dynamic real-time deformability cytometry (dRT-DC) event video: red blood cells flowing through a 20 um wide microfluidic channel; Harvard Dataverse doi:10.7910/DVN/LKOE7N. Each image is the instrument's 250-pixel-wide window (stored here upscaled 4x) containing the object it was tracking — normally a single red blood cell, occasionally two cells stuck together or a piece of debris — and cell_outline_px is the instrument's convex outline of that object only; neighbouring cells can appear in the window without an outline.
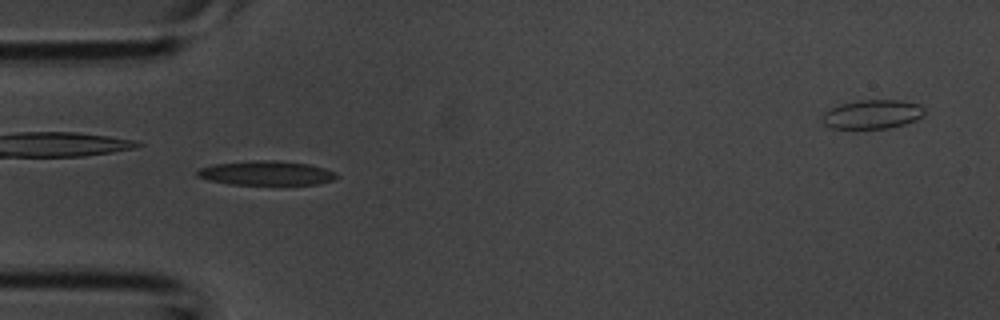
{"species": "common noctule bat (a hibernating species)", "species_latin": "Nyctalus noctula", "temperature_condition": "room temperature", "stored_images_in_passage": 39, "camera_frame_rate_fps": 3000, "um_per_image_px": 0.085, "animal": {"sex": "male", "body_mass_g": 20.1, "forearm_length_mm": 53.5}, "frame": {"image": 1, "passage_image": 9, "time_ms": 2.667, "image_size_px": [1000, 320], "cell_outline_px": [[336, 176], [332, 180], [320, 184], [228, 184], [208, 180], [196, 176], [196, 172], [200, 168], [212, 164], [252, 160], [276, 160], [308, 164], [324, 168], [336, 172]], "centroid_in_image_um": [22.59, 14.7], "position_along_channel_um": 62.4, "area_um2": 19.71}}
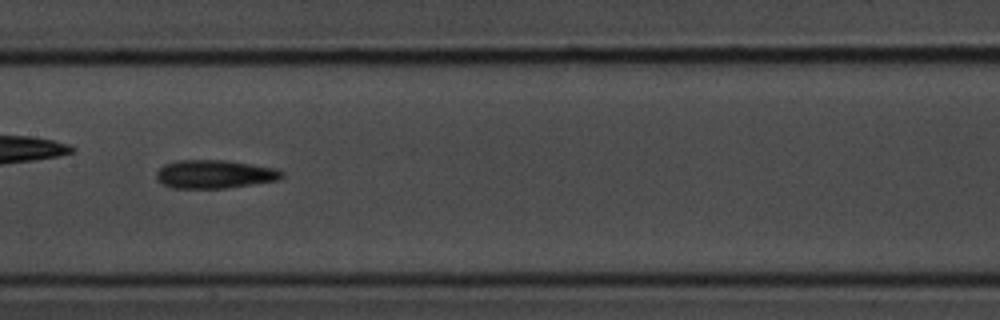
{"frame": {"image": 2, "passage_image": 17, "time_ms": 5.333, "image_size_px": [1000, 320], "cell_outline_px": [[284, 176], [276, 180], [228, 188], [172, 188], [156, 180], [156, 172], [164, 164], [176, 160], [224, 160], [252, 164], [276, 168], [284, 172]], "centroid_in_image_um": [18.22, 14.8], "position_along_channel_um": 189.2, "area_um2": 20.81}}
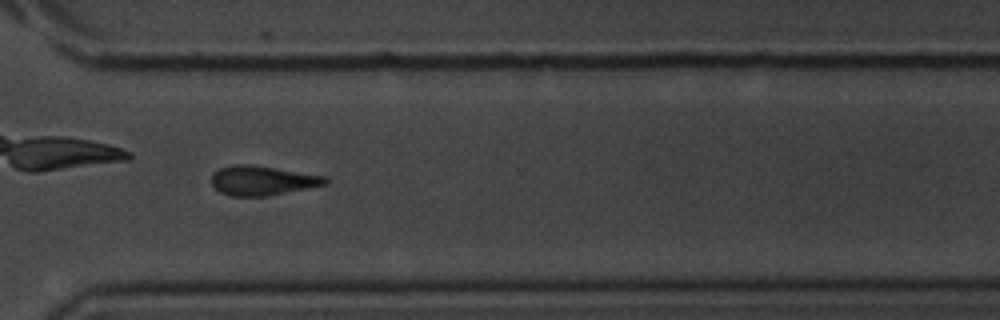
{"frame": {"image": 3, "passage_image": 27, "time_ms": 8.667, "image_size_px": [1000, 320], "cell_outline_px": [[328, 184], [308, 188], [264, 196], [232, 196], [220, 192], [212, 184], [212, 172], [220, 168], [232, 164], [248, 164], [328, 176]], "centroid_in_image_um": [22.3, 15.33], "position_along_channel_um": 348.3, "area_um2": 19.48}}